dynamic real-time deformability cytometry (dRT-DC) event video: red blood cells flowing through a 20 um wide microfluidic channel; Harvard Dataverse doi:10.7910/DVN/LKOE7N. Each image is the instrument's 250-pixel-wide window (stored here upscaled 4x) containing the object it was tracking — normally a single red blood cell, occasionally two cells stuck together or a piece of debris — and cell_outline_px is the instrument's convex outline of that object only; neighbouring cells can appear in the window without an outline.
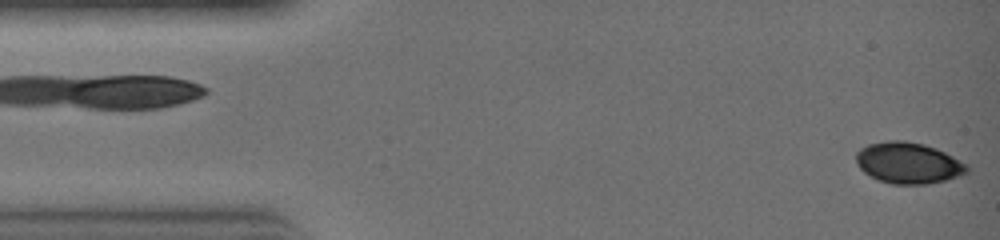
{"species": "common noctule bat (a hibernating species)", "species_latin": "Nyctalus noctula", "temperature_condition": "warm", "stored_images_in_passage": 5, "camera_frame_rate_fps": 3000, "um_per_image_px": 0.085, "animal": {"sex": "female", "body_mass_g": 19.0, "forearm_length_mm": 51.5}, "frame": {"image": 1, "passage_image": 5, "time_ms": 1.333, "image_size_px": [1000, 240], "cell_outline_px": [[968, 172], [960, 176], [928, 184], [892, 184], [880, 180], [864, 172], [856, 164], [856, 152], [860, 148], [868, 144], [888, 140], [904, 140], [924, 144], [936, 148], [968, 164]], "centroid_in_image_um": [77.2, 13.84], "position_along_channel_um": 7.8, "area_um2": 26.65}}